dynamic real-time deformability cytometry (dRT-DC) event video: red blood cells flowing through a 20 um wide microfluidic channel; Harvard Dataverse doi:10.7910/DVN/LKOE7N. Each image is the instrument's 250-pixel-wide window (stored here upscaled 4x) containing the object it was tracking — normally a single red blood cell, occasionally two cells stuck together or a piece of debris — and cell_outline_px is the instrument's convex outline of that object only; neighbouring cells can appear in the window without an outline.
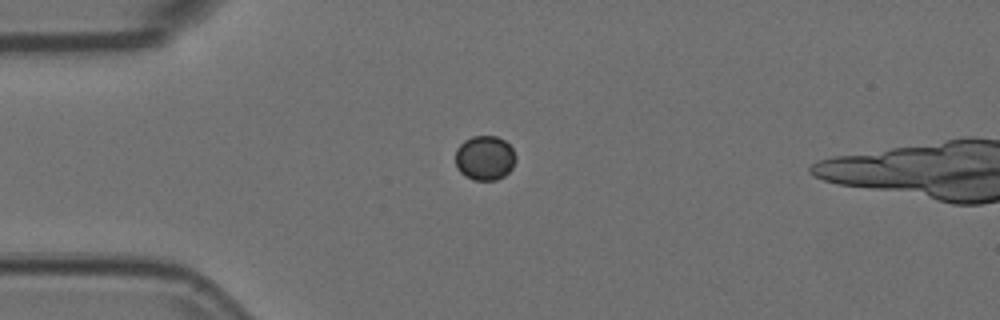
{"species": "Egyptian fruit bat (a non-hibernating species)", "species_latin": "Rousettus aegyptiacus", "temperature_condition": "room temperature", "stored_images_in_passage": 3, "camera_frame_rate_fps": 3000, "um_per_image_px": 0.085, "animal": {"sex": "female"}, "frame": {"image": 1, "passage_image": 1, "time_ms": 0.0, "image_size_px": [1000, 320], "cell_outline_px": [[516, 160], [512, 168], [504, 176], [496, 180], [472, 180], [464, 176], [456, 168], [456, 148], [464, 140], [472, 136], [496, 136], [504, 140], [512, 148], [516, 156]], "centroid_in_image_um": [41.2, 13.43], "position_along_channel_um": 43.8, "area_um2": 15.84}}